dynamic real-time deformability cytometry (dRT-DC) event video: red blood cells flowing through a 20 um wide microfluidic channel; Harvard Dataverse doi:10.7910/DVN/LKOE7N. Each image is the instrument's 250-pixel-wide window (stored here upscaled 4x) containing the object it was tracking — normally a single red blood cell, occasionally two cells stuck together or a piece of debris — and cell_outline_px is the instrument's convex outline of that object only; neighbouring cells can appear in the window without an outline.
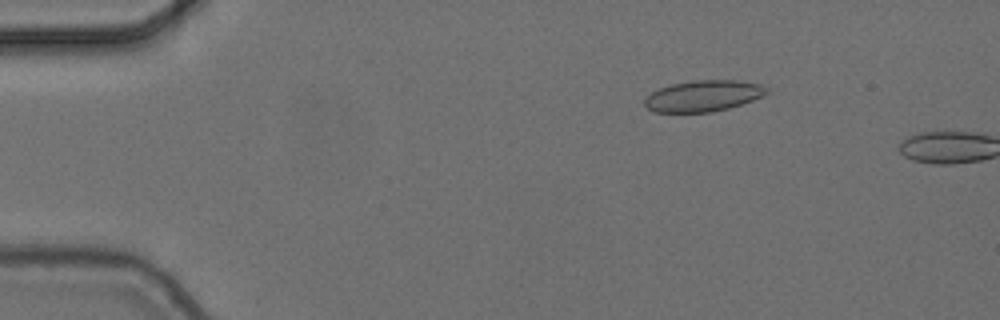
{"species": "common noctule bat (a hibernating species)", "species_latin": "Nyctalus noctula", "temperature_condition": "cold", "stored_images_in_passage": 3, "camera_frame_rate_fps": 3000, "um_per_image_px": 0.085, "animal": {"sex": "female", "body_mass_g": 24.6, "forearm_length_mm": 56.2}, "frame": {"image": 1, "passage_image": 2, "time_ms": 0.333, "image_size_px": [1000, 320], "cell_outline_px": [[768, 92], [752, 100], [728, 108], [712, 112], [656, 112], [648, 108], [644, 104], [644, 100], [652, 92], [668, 84], [692, 80], [740, 80], [760, 84], [768, 88]], "centroid_in_image_um": [59.76, 8.14], "position_along_channel_um": 25.2, "area_um2": 22.08}}